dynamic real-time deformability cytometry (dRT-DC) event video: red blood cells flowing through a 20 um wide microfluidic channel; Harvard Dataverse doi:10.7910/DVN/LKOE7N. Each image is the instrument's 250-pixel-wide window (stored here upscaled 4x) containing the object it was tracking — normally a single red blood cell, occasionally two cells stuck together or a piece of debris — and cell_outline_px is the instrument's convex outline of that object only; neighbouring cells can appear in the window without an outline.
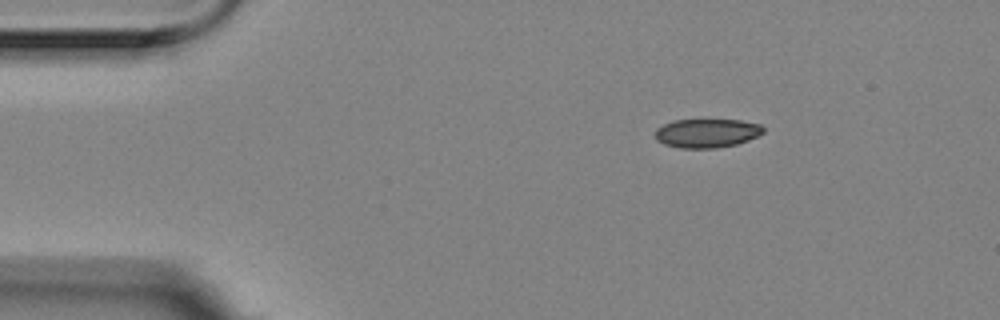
{"species": "Egyptian fruit bat (a non-hibernating species)", "species_latin": "Rousettus aegyptiacus", "temperature_condition": "room temperature", "stored_images_in_passage": 49, "camera_frame_rate_fps": 3000, "um_per_image_px": 0.085, "animal": {"sex": "female"}, "frame": {"image": 1, "passage_image": 1, "time_ms": 0.0, "image_size_px": [1000, 320], "cell_outline_px": [[764, 132], [748, 140], [736, 144], [716, 148], [680, 148], [664, 144], [656, 140], [656, 128], [672, 120], [740, 120], [760, 124], [764, 128]], "centroid_in_image_um": [60.07, 11.31], "position_along_channel_um": 24.9, "area_um2": 18.15}}
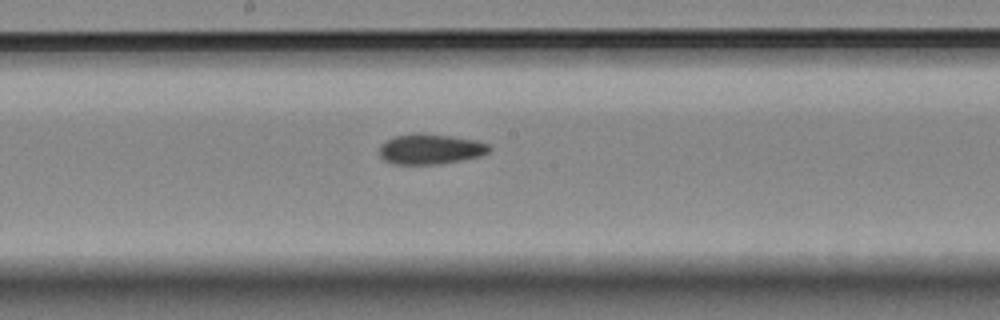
{"frame": {"image": 2, "passage_image": 22, "time_ms": 7.0, "image_size_px": [1000, 320], "cell_outline_px": [[492, 148], [488, 152], [480, 156], [440, 164], [392, 164], [384, 160], [380, 156], [380, 144], [392, 136], [412, 132], [424, 132], [452, 136], [476, 140], [488, 144]], "centroid_in_image_um": [36.55, 12.65], "position_along_channel_um": 211.7, "area_um2": 19.77}}
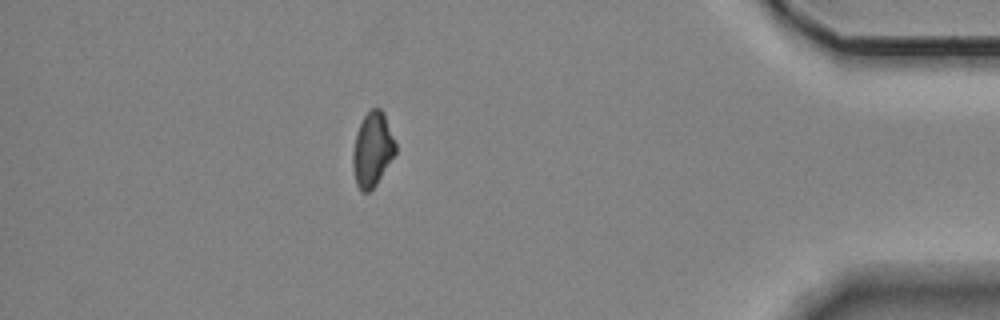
{"frame": {"image": 3, "passage_image": 42, "time_ms": 13.667, "image_size_px": [1000, 320], "cell_outline_px": [[396, 152], [376, 184], [368, 192], [360, 192], [356, 184], [352, 164], [352, 152], [356, 132], [364, 116], [372, 108], [380, 108], [384, 112], [396, 144]], "centroid_in_image_um": [31.64, 12.7], "position_along_channel_um": 403.6, "area_um2": 18.44}, "authors_computed_cell_mechanics": {"area_um2": 19.2474, "velocity_mm_per_s": 3.5329, "shape_relaxation_time_tau1_ms": 5.5313, "shape_relaxation_time_tau2_ms": 4.8669, "deformation_change_tau1": 0.0816, "deformation_change_tau2": 0.0786}}